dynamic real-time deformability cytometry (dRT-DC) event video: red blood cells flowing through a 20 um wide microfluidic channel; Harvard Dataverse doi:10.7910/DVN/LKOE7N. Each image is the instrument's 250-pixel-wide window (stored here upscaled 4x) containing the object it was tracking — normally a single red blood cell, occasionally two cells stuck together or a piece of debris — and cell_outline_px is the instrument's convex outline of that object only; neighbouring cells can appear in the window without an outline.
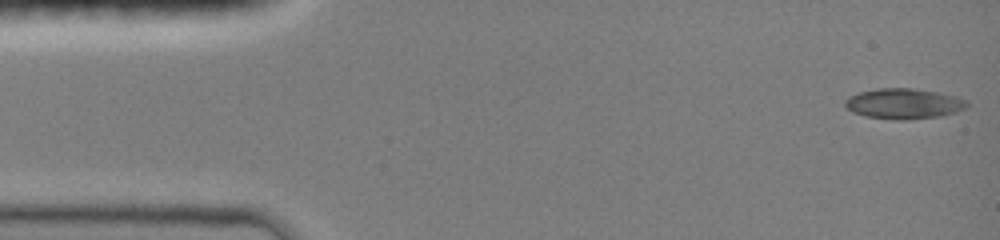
{"species": "common noctule bat (a hibernating species)", "species_latin": "Nyctalus noctula", "temperature_condition": "room temperature", "stored_images_in_passage": 47, "camera_frame_rate_fps": 3000, "um_per_image_px": 0.085, "animal": {"sex": "female", "body_mass_g": 19.0, "forearm_length_mm": 51.5}, "frame": {"image": 1, "passage_image": 1, "time_ms": 0.0, "image_size_px": [1000, 240], "cell_outline_px": [[968, 104], [964, 108], [956, 112], [940, 116], [908, 120], [896, 120], [864, 116], [852, 112], [844, 104], [844, 100], [848, 96], [860, 92], [876, 88], [912, 88], [940, 92], [956, 96], [968, 100]], "centroid_in_image_um": [76.81, 8.81], "position_along_channel_um": 8.2, "area_um2": 21.85}}
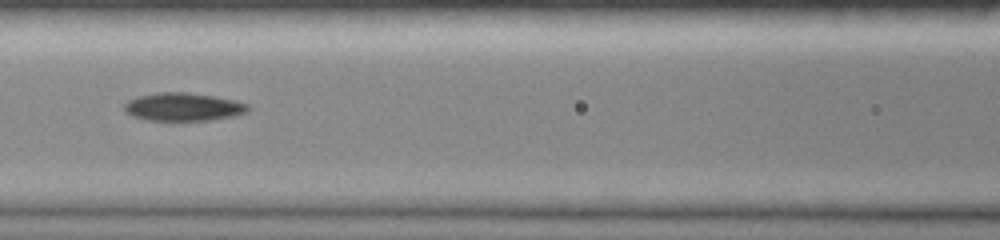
{"frame": {"image": 2, "passage_image": 20, "time_ms": 6.333, "image_size_px": [1000, 240], "cell_outline_px": [[248, 112], [236, 116], [208, 120], [148, 120], [132, 116], [124, 112], [124, 104], [128, 100], [136, 96], [156, 92], [184, 92], [212, 96], [236, 100], [248, 104]], "centroid_in_image_um": [15.55, 9.08], "position_along_channel_um": 151.0, "area_um2": 20.35}}
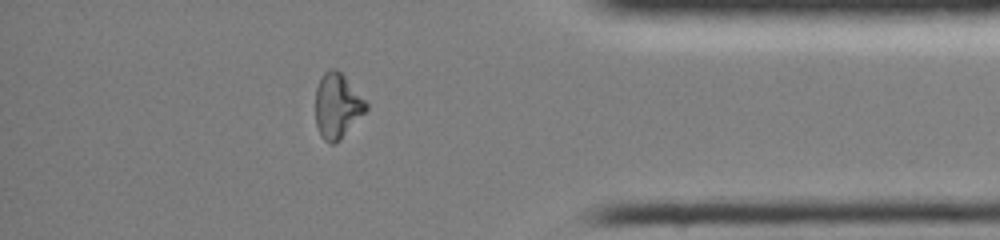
{"frame": {"image": 3, "passage_image": 40, "time_ms": 13.0, "image_size_px": [1000, 240], "cell_outline_px": [[368, 108], [340, 140], [336, 144], [328, 144], [320, 136], [316, 124], [316, 88], [320, 76], [324, 72], [332, 68], [336, 68], [344, 76], [368, 104]], "centroid_in_image_um": [28.64, 9.01], "position_along_channel_um": 406.6, "area_um2": 19.07}}